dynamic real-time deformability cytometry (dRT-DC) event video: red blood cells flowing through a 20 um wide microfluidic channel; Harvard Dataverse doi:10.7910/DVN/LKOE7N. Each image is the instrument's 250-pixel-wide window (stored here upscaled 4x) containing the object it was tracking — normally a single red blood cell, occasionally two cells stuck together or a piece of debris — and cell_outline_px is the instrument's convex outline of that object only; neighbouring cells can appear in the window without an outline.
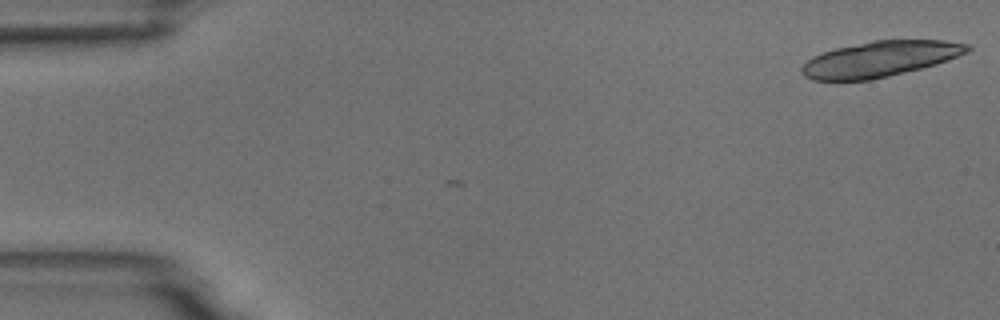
{"species": "common noctule bat (a hibernating species)", "species_latin": "Nyctalus noctula", "temperature_condition": "room temperature", "stored_images_in_passage": 5, "camera_frame_rate_fps": 3000, "um_per_image_px": 0.085, "animal": {"sex": "male", "body_mass_g": 18.8}, "frame": {"image": 1, "passage_image": 1, "time_ms": 0.0, "image_size_px": [1000, 320], "cell_outline_px": [[972, 48], [968, 52], [936, 64], [888, 76], [868, 80], [812, 80], [804, 76], [800, 72], [800, 68], [812, 56], [836, 48], [872, 40], [944, 40], [972, 44]], "centroid_in_image_um": [74.8, 5.01], "position_along_channel_um": 10.2, "area_um2": 34.28}}